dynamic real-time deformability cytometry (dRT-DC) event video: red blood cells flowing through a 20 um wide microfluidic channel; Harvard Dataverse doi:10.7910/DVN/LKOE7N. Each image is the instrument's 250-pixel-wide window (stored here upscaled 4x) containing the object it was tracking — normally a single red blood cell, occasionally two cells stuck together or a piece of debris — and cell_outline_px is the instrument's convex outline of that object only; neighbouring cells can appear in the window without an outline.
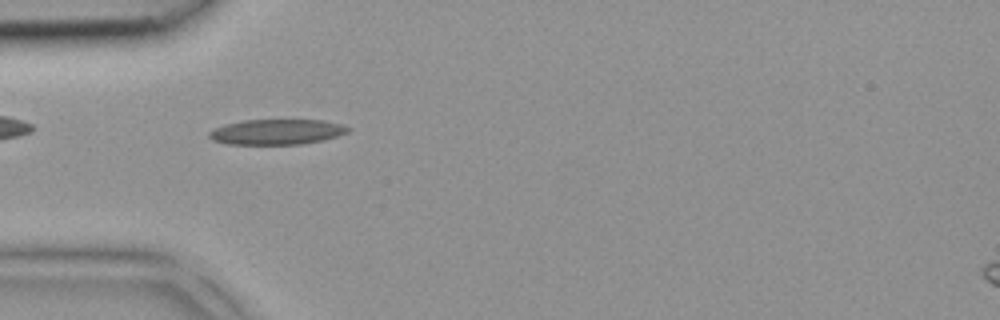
{"species": "common noctule bat (a hibernating species)", "species_latin": "Nyctalus noctula", "temperature_condition": "room temperature", "stored_images_in_passage": 41, "camera_frame_rate_fps": 3000, "um_per_image_px": 0.085, "animal": {"sex": "female", "body_mass_g": 18.4}, "frame": {"image": 1, "passage_image": 12, "time_ms": 3.667, "image_size_px": [1000, 320], "cell_outline_px": [[352, 128], [348, 132], [324, 140], [300, 144], [228, 144], [212, 140], [208, 136], [208, 132], [224, 124], [244, 120], [324, 120], [340, 124]], "centroid_in_image_um": [23.52, 11.21], "position_along_channel_um": 61.5, "area_um2": 20.46}}
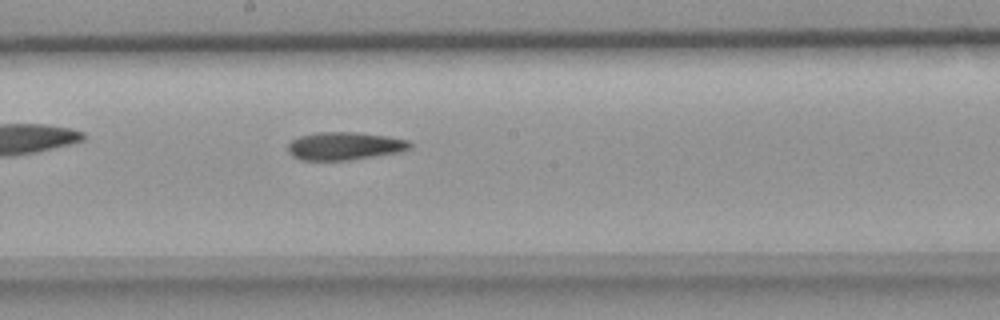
{"frame": {"image": 2, "passage_image": 22, "time_ms": 7.0, "image_size_px": [1000, 320], "cell_outline_px": [[412, 148], [400, 152], [348, 160], [300, 160], [292, 156], [288, 152], [288, 144], [292, 140], [300, 136], [316, 132], [356, 132], [388, 136], [408, 140], [412, 144]], "centroid_in_image_um": [29.29, 12.41], "position_along_channel_um": 218.9, "area_um2": 19.94}}
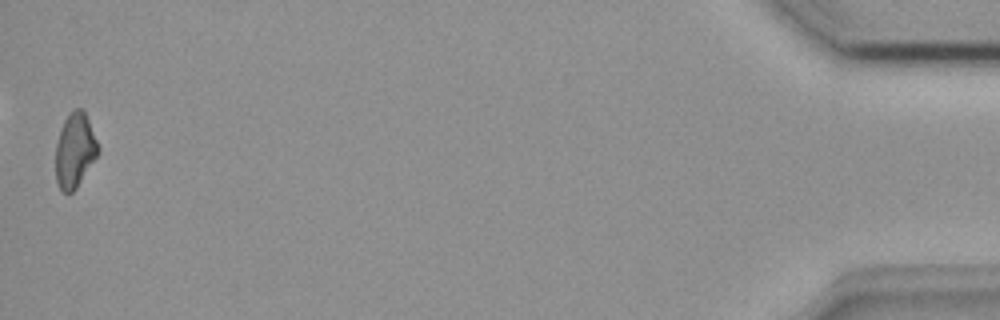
{"frame": {"image": 3, "passage_image": 41, "time_ms": 13.333, "image_size_px": [1000, 320], "cell_outline_px": [[100, 152], [76, 188], [72, 192], [64, 192], [60, 188], [56, 180], [56, 144], [64, 120], [76, 108], [80, 108], [84, 112], [88, 120], [100, 148]], "centroid_in_image_um": [6.37, 12.8], "position_along_channel_um": 428.8, "area_um2": 18.09}}